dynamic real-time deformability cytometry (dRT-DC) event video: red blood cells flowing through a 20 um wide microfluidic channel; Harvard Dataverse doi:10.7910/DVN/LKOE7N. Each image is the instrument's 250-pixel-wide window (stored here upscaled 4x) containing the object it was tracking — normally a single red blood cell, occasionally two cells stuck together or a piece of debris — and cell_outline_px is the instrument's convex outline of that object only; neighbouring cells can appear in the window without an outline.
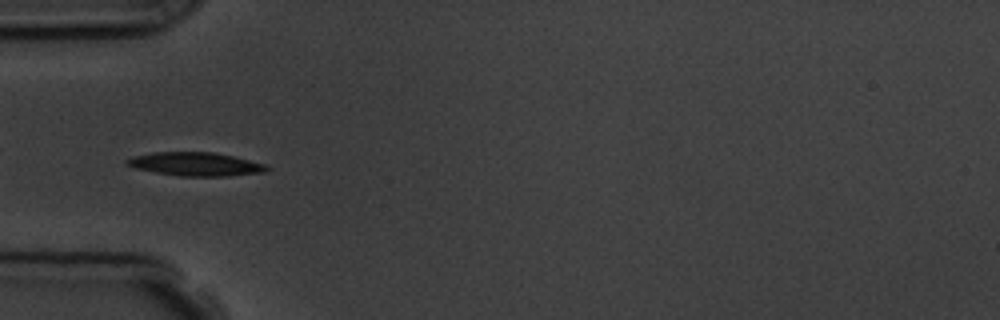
{"species": "common noctule bat (a hibernating species)", "species_latin": "Nyctalus noctula", "temperature_condition": "room temperature", "stored_images_in_passage": 8, "camera_frame_rate_fps": 3000, "um_per_image_px": 0.085, "animal": {"sex": "male", "body_mass_g": 19.5, "forearm_length_mm": 54.6}, "frame": {"image": 1, "passage_image": 5, "time_ms": 4.667, "image_size_px": [1000, 320], "cell_outline_px": [[272, 168], [268, 172], [228, 176], [180, 176], [156, 172], [136, 168], [124, 164], [124, 160], [132, 156], [152, 152], [212, 152], [232, 156], [268, 164]], "centroid_in_image_um": [16.66, 13.95], "position_along_channel_um": 68.3, "area_um2": 19.42}}